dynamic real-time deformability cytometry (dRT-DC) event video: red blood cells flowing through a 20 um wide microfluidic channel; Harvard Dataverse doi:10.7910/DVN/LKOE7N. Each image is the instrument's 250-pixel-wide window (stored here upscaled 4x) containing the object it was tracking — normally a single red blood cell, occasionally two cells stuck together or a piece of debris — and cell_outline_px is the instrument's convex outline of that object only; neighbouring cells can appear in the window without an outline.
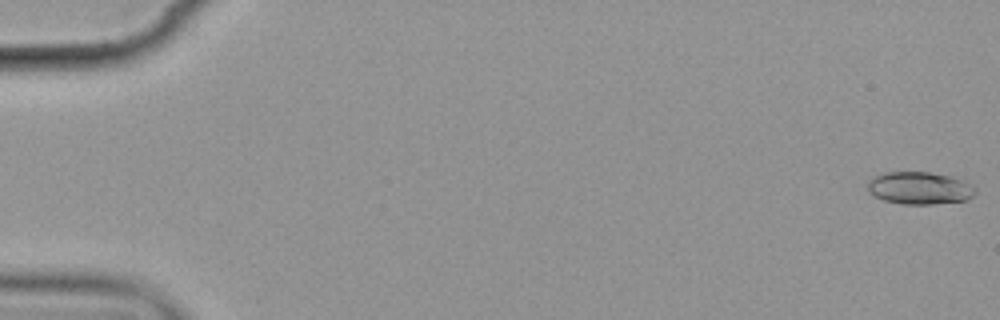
{"species": "common noctule bat (a hibernating species)", "species_latin": "Nyctalus noctula", "temperature_condition": "cold", "stored_images_in_passage": 6, "camera_frame_rate_fps": 3000, "um_per_image_px": 0.085, "animal": {"sex": "female", "body_mass_g": 19.9}, "frame": {"image": 1, "passage_image": 1, "time_ms": 0.0, "image_size_px": [1000, 320], "cell_outline_px": [[976, 192], [968, 200], [932, 204], [900, 204], [884, 200], [872, 196], [868, 192], [868, 180], [872, 176], [884, 172], [928, 172], [952, 176], [976, 188]], "centroid_in_image_um": [78.11, 15.99], "position_along_channel_um": 6.9, "area_um2": 20.52}}
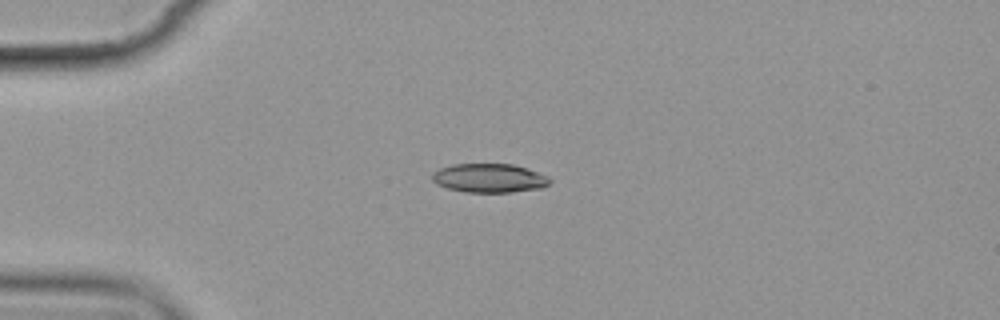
{"frame": {"image": 2, "passage_image": 5, "time_ms": 4.667, "image_size_px": [1000, 320], "cell_outline_px": [[552, 180], [548, 184], [540, 188], [512, 192], [464, 192], [448, 188], [436, 184], [432, 180], [432, 172], [440, 168], [452, 164], [512, 164], [528, 168], [548, 176]], "centroid_in_image_um": [41.58, 15.13], "position_along_channel_um": 43.4, "area_um2": 19.88}}